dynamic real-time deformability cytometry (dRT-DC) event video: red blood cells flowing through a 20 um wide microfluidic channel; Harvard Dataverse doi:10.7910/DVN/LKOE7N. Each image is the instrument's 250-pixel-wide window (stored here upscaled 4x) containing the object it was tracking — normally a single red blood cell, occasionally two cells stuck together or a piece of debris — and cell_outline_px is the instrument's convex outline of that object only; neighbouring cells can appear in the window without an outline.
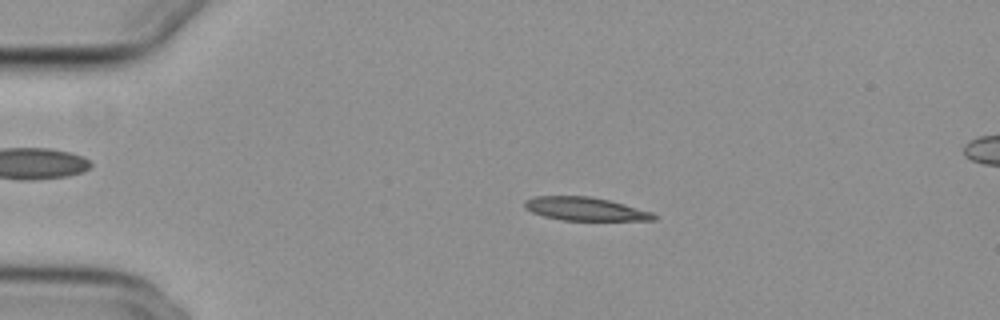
{"species": "common noctule bat (a hibernating species)", "species_latin": "Nyctalus noctula", "temperature_condition": "cold", "stored_images_in_passage": 55, "camera_frame_rate_fps": 3000, "um_per_image_px": 0.085, "animal": {"sex": "female", "body_mass_g": 29.2, "forearm_length_mm": 56.3}, "frame": {"image": 1, "passage_image": 12, "time_ms": 3.667, "image_size_px": [1000, 320], "cell_outline_px": [[656, 220], [560, 220], [544, 216], [532, 212], [524, 208], [524, 200], [532, 196], [588, 196], [608, 200], [624, 204], [652, 212], [656, 216]], "centroid_in_image_um": [49.69, 17.75], "position_along_channel_um": 35.3, "area_um2": 17.51}}
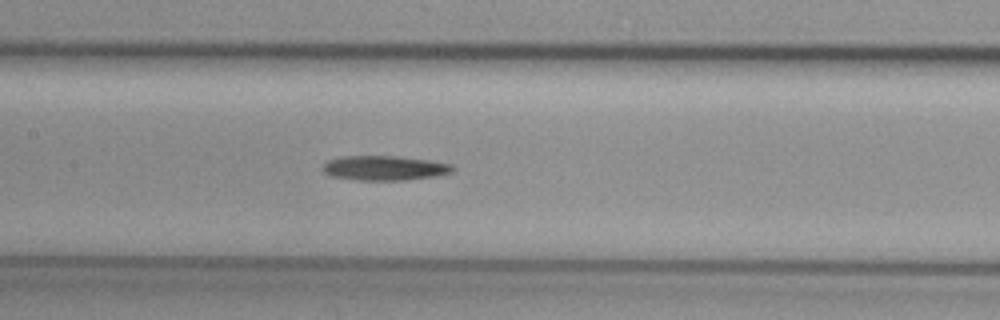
{"frame": {"image": 2, "passage_image": 27, "time_ms": 8.667, "image_size_px": [1000, 320], "cell_outline_px": [[456, 168], [452, 172], [436, 176], [404, 180], [356, 180], [332, 176], [324, 172], [324, 164], [328, 160], [344, 156], [396, 156], [428, 160], [452, 164]], "centroid_in_image_um": [32.72, 14.28], "position_along_channel_um": 174.7, "area_um2": 18.55}}
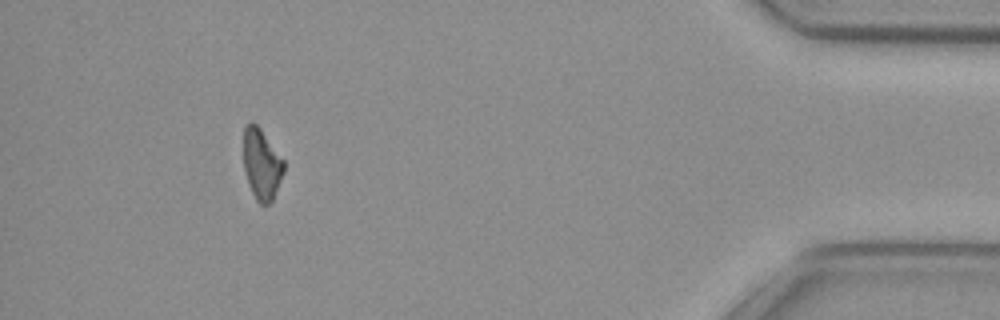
{"frame": {"image": 3, "passage_image": 51, "time_ms": 16.667, "image_size_px": [1000, 320], "cell_outline_px": [[284, 172], [272, 200], [268, 204], [260, 204], [256, 200], [248, 184], [244, 172], [244, 124], [252, 120], [260, 128], [284, 160]], "centroid_in_image_um": [22.22, 13.93], "position_along_channel_um": 413.0, "area_um2": 16.65}}